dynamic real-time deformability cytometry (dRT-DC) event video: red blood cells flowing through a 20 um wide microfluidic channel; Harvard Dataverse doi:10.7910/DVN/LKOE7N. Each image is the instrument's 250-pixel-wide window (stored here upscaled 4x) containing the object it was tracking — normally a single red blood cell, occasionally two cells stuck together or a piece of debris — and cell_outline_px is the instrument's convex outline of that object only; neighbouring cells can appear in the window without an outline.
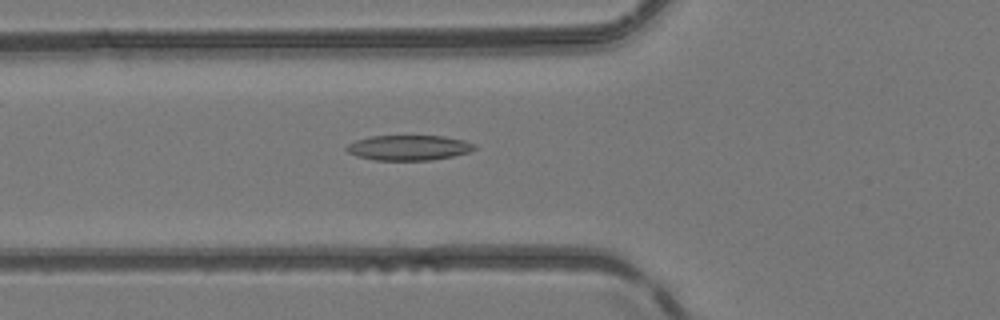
{"species": "common noctule bat (a hibernating species)", "species_latin": "Nyctalus noctula", "temperature_condition": "room temperature", "stored_images_in_passage": 41, "camera_frame_rate_fps": 3000, "um_per_image_px": 0.085, "animal": {"sex": "female", "body_mass_g": 24.6, "forearm_length_mm": 56.2}, "frame": {"image": 1, "passage_image": 10, "time_ms": 3.0, "image_size_px": [1000, 320], "cell_outline_px": [[476, 148], [468, 152], [452, 156], [432, 160], [376, 160], [356, 156], [348, 152], [344, 148], [348, 144], [356, 140], [368, 136], [444, 136], [464, 140], [476, 144]], "centroid_in_image_um": [34.73, 12.55], "position_along_channel_um": 91.1, "area_um2": 18.79}}
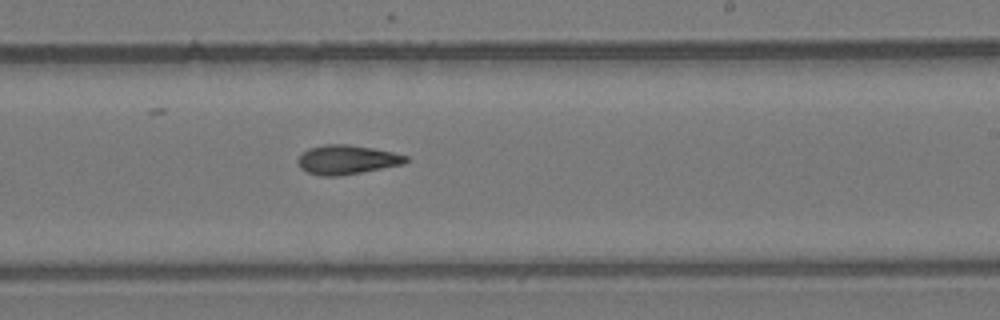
{"frame": {"image": 2, "passage_image": 22, "time_ms": 7.0, "image_size_px": [1000, 320], "cell_outline_px": [[408, 160], [404, 164], [360, 172], [336, 176], [320, 176], [308, 172], [300, 168], [296, 160], [308, 148], [324, 144], [348, 144], [372, 148], [392, 152], [408, 156]], "centroid_in_image_um": [29.46, 13.57], "position_along_channel_um": 259.5, "area_um2": 18.26}}
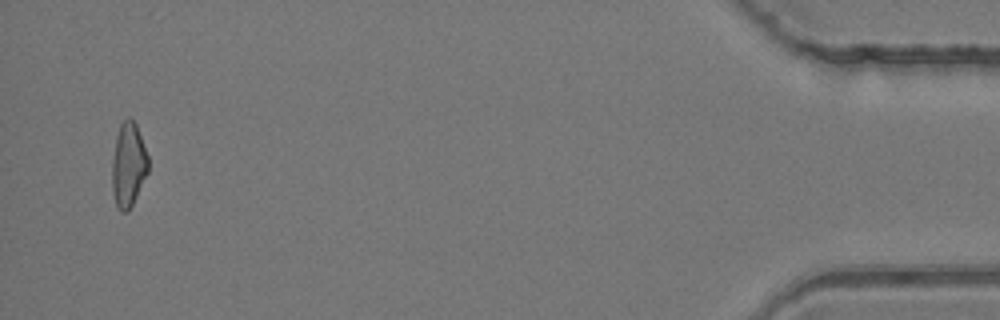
{"frame": {"image": 3, "passage_image": 40, "time_ms": 13.0, "image_size_px": [1000, 320], "cell_outline_px": [[148, 172], [128, 212], [120, 212], [116, 204], [112, 192], [112, 160], [116, 136], [120, 124], [128, 116], [136, 124], [148, 156]], "centroid_in_image_um": [10.9, 14.02], "position_along_channel_um": 424.3, "area_um2": 17.69}, "authors_computed_cell_mechanics": {"area_um2": 18.0914, "velocity_mm_per_s": 4.1946, "shape_relaxation_time_tau1_ms": null, "shape_relaxation_time_tau2_ms": 6.7484, "deformation_change_tau1": null, "deformation_change_tau2": 0.1775}}